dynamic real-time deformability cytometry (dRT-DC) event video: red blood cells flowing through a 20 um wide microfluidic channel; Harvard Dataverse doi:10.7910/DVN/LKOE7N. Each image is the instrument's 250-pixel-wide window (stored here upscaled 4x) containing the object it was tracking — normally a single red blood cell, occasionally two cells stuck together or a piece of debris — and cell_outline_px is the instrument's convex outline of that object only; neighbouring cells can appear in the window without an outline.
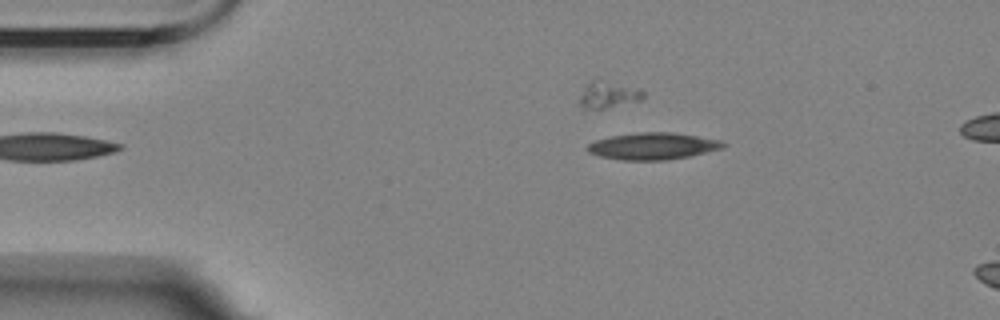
{"species": "Egyptian fruit bat (a non-hibernating species)", "species_latin": "Rousettus aegyptiacus", "temperature_condition": "room temperature", "stored_images_in_passage": 6, "camera_frame_rate_fps": 3000, "um_per_image_px": 0.085, "animal": {"sex": "female"}, "frame": {"image": 1, "passage_image": 3, "time_ms": 2.333, "image_size_px": [1000, 320], "cell_outline_px": [[728, 144], [724, 148], [688, 156], [668, 160], [620, 160], [600, 156], [588, 152], [588, 144], [596, 140], [612, 136], [636, 132], [672, 132], [724, 140]], "centroid_in_image_um": [55.55, 12.41], "position_along_channel_um": 29.4, "area_um2": 21.33}}